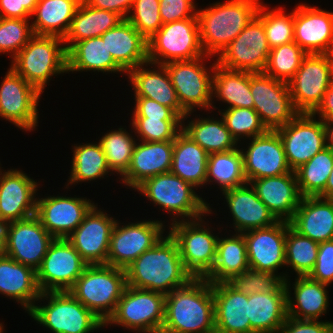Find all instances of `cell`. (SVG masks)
<instances>
[{
    "label": "cell",
    "mask_w": 333,
    "mask_h": 333,
    "mask_svg": "<svg viewBox=\"0 0 333 333\" xmlns=\"http://www.w3.org/2000/svg\"><path fill=\"white\" fill-rule=\"evenodd\" d=\"M94 205L66 238L88 265H107L110 237L117 220Z\"/></svg>",
    "instance_id": "obj_21"
},
{
    "label": "cell",
    "mask_w": 333,
    "mask_h": 333,
    "mask_svg": "<svg viewBox=\"0 0 333 333\" xmlns=\"http://www.w3.org/2000/svg\"><path fill=\"white\" fill-rule=\"evenodd\" d=\"M120 224L123 223L116 221L111 233L107 265L124 270L152 248L164 236L165 226H168L158 219Z\"/></svg>",
    "instance_id": "obj_14"
},
{
    "label": "cell",
    "mask_w": 333,
    "mask_h": 333,
    "mask_svg": "<svg viewBox=\"0 0 333 333\" xmlns=\"http://www.w3.org/2000/svg\"><path fill=\"white\" fill-rule=\"evenodd\" d=\"M261 0H227L197 9L205 55L217 57L257 15Z\"/></svg>",
    "instance_id": "obj_3"
},
{
    "label": "cell",
    "mask_w": 333,
    "mask_h": 333,
    "mask_svg": "<svg viewBox=\"0 0 333 333\" xmlns=\"http://www.w3.org/2000/svg\"><path fill=\"white\" fill-rule=\"evenodd\" d=\"M161 333H215L213 284L192 278L167 294Z\"/></svg>",
    "instance_id": "obj_2"
},
{
    "label": "cell",
    "mask_w": 333,
    "mask_h": 333,
    "mask_svg": "<svg viewBox=\"0 0 333 333\" xmlns=\"http://www.w3.org/2000/svg\"><path fill=\"white\" fill-rule=\"evenodd\" d=\"M249 140L247 148H241L248 183L251 180L280 176L292 171L277 131L268 130L265 134Z\"/></svg>",
    "instance_id": "obj_23"
},
{
    "label": "cell",
    "mask_w": 333,
    "mask_h": 333,
    "mask_svg": "<svg viewBox=\"0 0 333 333\" xmlns=\"http://www.w3.org/2000/svg\"><path fill=\"white\" fill-rule=\"evenodd\" d=\"M126 287L124 269L88 265L69 292L105 323L114 313Z\"/></svg>",
    "instance_id": "obj_7"
},
{
    "label": "cell",
    "mask_w": 333,
    "mask_h": 333,
    "mask_svg": "<svg viewBox=\"0 0 333 333\" xmlns=\"http://www.w3.org/2000/svg\"><path fill=\"white\" fill-rule=\"evenodd\" d=\"M215 333H250L248 295L228 282L213 284Z\"/></svg>",
    "instance_id": "obj_31"
},
{
    "label": "cell",
    "mask_w": 333,
    "mask_h": 333,
    "mask_svg": "<svg viewBox=\"0 0 333 333\" xmlns=\"http://www.w3.org/2000/svg\"><path fill=\"white\" fill-rule=\"evenodd\" d=\"M126 75L133 86L134 97L155 100L159 104L171 108L181 119L187 115L180 106L177 93L164 65L147 62L130 69Z\"/></svg>",
    "instance_id": "obj_26"
},
{
    "label": "cell",
    "mask_w": 333,
    "mask_h": 333,
    "mask_svg": "<svg viewBox=\"0 0 333 333\" xmlns=\"http://www.w3.org/2000/svg\"><path fill=\"white\" fill-rule=\"evenodd\" d=\"M197 118V119H196ZM191 121H182V130L208 154L235 149L238 142L227 129L223 118L198 116ZM185 123H187L185 125Z\"/></svg>",
    "instance_id": "obj_42"
},
{
    "label": "cell",
    "mask_w": 333,
    "mask_h": 333,
    "mask_svg": "<svg viewBox=\"0 0 333 333\" xmlns=\"http://www.w3.org/2000/svg\"><path fill=\"white\" fill-rule=\"evenodd\" d=\"M318 197L333 200V168L328 177L325 190Z\"/></svg>",
    "instance_id": "obj_62"
},
{
    "label": "cell",
    "mask_w": 333,
    "mask_h": 333,
    "mask_svg": "<svg viewBox=\"0 0 333 333\" xmlns=\"http://www.w3.org/2000/svg\"><path fill=\"white\" fill-rule=\"evenodd\" d=\"M97 71L126 72L114 61L101 37H92L74 43L67 50V72Z\"/></svg>",
    "instance_id": "obj_38"
},
{
    "label": "cell",
    "mask_w": 333,
    "mask_h": 333,
    "mask_svg": "<svg viewBox=\"0 0 333 333\" xmlns=\"http://www.w3.org/2000/svg\"><path fill=\"white\" fill-rule=\"evenodd\" d=\"M311 114L315 117L318 115L317 119H321L323 122L333 121V82L328 87L321 103Z\"/></svg>",
    "instance_id": "obj_61"
},
{
    "label": "cell",
    "mask_w": 333,
    "mask_h": 333,
    "mask_svg": "<svg viewBox=\"0 0 333 333\" xmlns=\"http://www.w3.org/2000/svg\"><path fill=\"white\" fill-rule=\"evenodd\" d=\"M87 266L67 239L55 238L36 271L40 291H69Z\"/></svg>",
    "instance_id": "obj_15"
},
{
    "label": "cell",
    "mask_w": 333,
    "mask_h": 333,
    "mask_svg": "<svg viewBox=\"0 0 333 333\" xmlns=\"http://www.w3.org/2000/svg\"><path fill=\"white\" fill-rule=\"evenodd\" d=\"M33 35L30 19L0 17V54L13 59Z\"/></svg>",
    "instance_id": "obj_53"
},
{
    "label": "cell",
    "mask_w": 333,
    "mask_h": 333,
    "mask_svg": "<svg viewBox=\"0 0 333 333\" xmlns=\"http://www.w3.org/2000/svg\"><path fill=\"white\" fill-rule=\"evenodd\" d=\"M290 226L318 243L333 240V200L302 197Z\"/></svg>",
    "instance_id": "obj_33"
},
{
    "label": "cell",
    "mask_w": 333,
    "mask_h": 333,
    "mask_svg": "<svg viewBox=\"0 0 333 333\" xmlns=\"http://www.w3.org/2000/svg\"><path fill=\"white\" fill-rule=\"evenodd\" d=\"M195 187L171 172L148 178L134 190L155 206L167 211L171 222L194 220L212 214L210 203L195 192ZM179 218V219H177Z\"/></svg>",
    "instance_id": "obj_4"
},
{
    "label": "cell",
    "mask_w": 333,
    "mask_h": 333,
    "mask_svg": "<svg viewBox=\"0 0 333 333\" xmlns=\"http://www.w3.org/2000/svg\"><path fill=\"white\" fill-rule=\"evenodd\" d=\"M5 74L0 85V118L25 132L35 131L42 94L11 67Z\"/></svg>",
    "instance_id": "obj_16"
},
{
    "label": "cell",
    "mask_w": 333,
    "mask_h": 333,
    "mask_svg": "<svg viewBox=\"0 0 333 333\" xmlns=\"http://www.w3.org/2000/svg\"><path fill=\"white\" fill-rule=\"evenodd\" d=\"M0 294L16 300L28 313L41 295L36 271L5 254L1 255Z\"/></svg>",
    "instance_id": "obj_34"
},
{
    "label": "cell",
    "mask_w": 333,
    "mask_h": 333,
    "mask_svg": "<svg viewBox=\"0 0 333 333\" xmlns=\"http://www.w3.org/2000/svg\"><path fill=\"white\" fill-rule=\"evenodd\" d=\"M147 42L148 62L154 64L164 65L205 56L197 17L163 24Z\"/></svg>",
    "instance_id": "obj_11"
},
{
    "label": "cell",
    "mask_w": 333,
    "mask_h": 333,
    "mask_svg": "<svg viewBox=\"0 0 333 333\" xmlns=\"http://www.w3.org/2000/svg\"><path fill=\"white\" fill-rule=\"evenodd\" d=\"M132 118H180L171 108L145 97H135Z\"/></svg>",
    "instance_id": "obj_57"
},
{
    "label": "cell",
    "mask_w": 333,
    "mask_h": 333,
    "mask_svg": "<svg viewBox=\"0 0 333 333\" xmlns=\"http://www.w3.org/2000/svg\"><path fill=\"white\" fill-rule=\"evenodd\" d=\"M94 205V202L86 197H38L35 216L54 238L66 239L82 223Z\"/></svg>",
    "instance_id": "obj_22"
},
{
    "label": "cell",
    "mask_w": 333,
    "mask_h": 333,
    "mask_svg": "<svg viewBox=\"0 0 333 333\" xmlns=\"http://www.w3.org/2000/svg\"><path fill=\"white\" fill-rule=\"evenodd\" d=\"M82 0H38L31 17L35 35L56 36L64 39Z\"/></svg>",
    "instance_id": "obj_39"
},
{
    "label": "cell",
    "mask_w": 333,
    "mask_h": 333,
    "mask_svg": "<svg viewBox=\"0 0 333 333\" xmlns=\"http://www.w3.org/2000/svg\"><path fill=\"white\" fill-rule=\"evenodd\" d=\"M159 3L160 0H134L126 18L147 40L163 25Z\"/></svg>",
    "instance_id": "obj_54"
},
{
    "label": "cell",
    "mask_w": 333,
    "mask_h": 333,
    "mask_svg": "<svg viewBox=\"0 0 333 333\" xmlns=\"http://www.w3.org/2000/svg\"><path fill=\"white\" fill-rule=\"evenodd\" d=\"M165 235L125 269L128 286L167 295L193 278L183 266L176 241Z\"/></svg>",
    "instance_id": "obj_1"
},
{
    "label": "cell",
    "mask_w": 333,
    "mask_h": 333,
    "mask_svg": "<svg viewBox=\"0 0 333 333\" xmlns=\"http://www.w3.org/2000/svg\"><path fill=\"white\" fill-rule=\"evenodd\" d=\"M166 295L127 285L114 313L104 326H121L140 333H161Z\"/></svg>",
    "instance_id": "obj_10"
},
{
    "label": "cell",
    "mask_w": 333,
    "mask_h": 333,
    "mask_svg": "<svg viewBox=\"0 0 333 333\" xmlns=\"http://www.w3.org/2000/svg\"><path fill=\"white\" fill-rule=\"evenodd\" d=\"M210 228L200 217L171 223L166 232L176 241L183 266L193 278H204L215 264L219 235Z\"/></svg>",
    "instance_id": "obj_9"
},
{
    "label": "cell",
    "mask_w": 333,
    "mask_h": 333,
    "mask_svg": "<svg viewBox=\"0 0 333 333\" xmlns=\"http://www.w3.org/2000/svg\"><path fill=\"white\" fill-rule=\"evenodd\" d=\"M333 82V55L307 54L288 82L290 95L299 113H312Z\"/></svg>",
    "instance_id": "obj_12"
},
{
    "label": "cell",
    "mask_w": 333,
    "mask_h": 333,
    "mask_svg": "<svg viewBox=\"0 0 333 333\" xmlns=\"http://www.w3.org/2000/svg\"><path fill=\"white\" fill-rule=\"evenodd\" d=\"M308 277L327 285L333 283V240L319 243L316 264Z\"/></svg>",
    "instance_id": "obj_56"
},
{
    "label": "cell",
    "mask_w": 333,
    "mask_h": 333,
    "mask_svg": "<svg viewBox=\"0 0 333 333\" xmlns=\"http://www.w3.org/2000/svg\"><path fill=\"white\" fill-rule=\"evenodd\" d=\"M233 218L235 233L272 226L279 220L259 199L250 183L222 193Z\"/></svg>",
    "instance_id": "obj_27"
},
{
    "label": "cell",
    "mask_w": 333,
    "mask_h": 333,
    "mask_svg": "<svg viewBox=\"0 0 333 333\" xmlns=\"http://www.w3.org/2000/svg\"><path fill=\"white\" fill-rule=\"evenodd\" d=\"M248 269L244 235L235 233L229 237H218L215 264L204 278L212 284L228 282Z\"/></svg>",
    "instance_id": "obj_37"
},
{
    "label": "cell",
    "mask_w": 333,
    "mask_h": 333,
    "mask_svg": "<svg viewBox=\"0 0 333 333\" xmlns=\"http://www.w3.org/2000/svg\"><path fill=\"white\" fill-rule=\"evenodd\" d=\"M194 0H160L159 13L163 24L197 17Z\"/></svg>",
    "instance_id": "obj_55"
},
{
    "label": "cell",
    "mask_w": 333,
    "mask_h": 333,
    "mask_svg": "<svg viewBox=\"0 0 333 333\" xmlns=\"http://www.w3.org/2000/svg\"><path fill=\"white\" fill-rule=\"evenodd\" d=\"M173 157V141L136 142L132 160L121 183L135 189L143 181L170 172Z\"/></svg>",
    "instance_id": "obj_28"
},
{
    "label": "cell",
    "mask_w": 333,
    "mask_h": 333,
    "mask_svg": "<svg viewBox=\"0 0 333 333\" xmlns=\"http://www.w3.org/2000/svg\"><path fill=\"white\" fill-rule=\"evenodd\" d=\"M260 4L257 17L263 22L270 49L294 41V9L286 13L283 7L270 9Z\"/></svg>",
    "instance_id": "obj_48"
},
{
    "label": "cell",
    "mask_w": 333,
    "mask_h": 333,
    "mask_svg": "<svg viewBox=\"0 0 333 333\" xmlns=\"http://www.w3.org/2000/svg\"><path fill=\"white\" fill-rule=\"evenodd\" d=\"M123 20L115 12L90 7L82 0L63 39L66 50L78 41L100 37Z\"/></svg>",
    "instance_id": "obj_40"
},
{
    "label": "cell",
    "mask_w": 333,
    "mask_h": 333,
    "mask_svg": "<svg viewBox=\"0 0 333 333\" xmlns=\"http://www.w3.org/2000/svg\"><path fill=\"white\" fill-rule=\"evenodd\" d=\"M114 61L127 73L148 62V42L137 29L124 19L100 36Z\"/></svg>",
    "instance_id": "obj_32"
},
{
    "label": "cell",
    "mask_w": 333,
    "mask_h": 333,
    "mask_svg": "<svg viewBox=\"0 0 333 333\" xmlns=\"http://www.w3.org/2000/svg\"><path fill=\"white\" fill-rule=\"evenodd\" d=\"M220 110H218V114L223 118L227 129L238 143L242 138L251 139L268 131L254 109L226 108Z\"/></svg>",
    "instance_id": "obj_50"
},
{
    "label": "cell",
    "mask_w": 333,
    "mask_h": 333,
    "mask_svg": "<svg viewBox=\"0 0 333 333\" xmlns=\"http://www.w3.org/2000/svg\"><path fill=\"white\" fill-rule=\"evenodd\" d=\"M88 6L112 11L126 19L133 6L134 0H83Z\"/></svg>",
    "instance_id": "obj_60"
},
{
    "label": "cell",
    "mask_w": 333,
    "mask_h": 333,
    "mask_svg": "<svg viewBox=\"0 0 333 333\" xmlns=\"http://www.w3.org/2000/svg\"><path fill=\"white\" fill-rule=\"evenodd\" d=\"M217 184L223 193L248 183L243 154L239 147L208 155L206 184Z\"/></svg>",
    "instance_id": "obj_43"
},
{
    "label": "cell",
    "mask_w": 333,
    "mask_h": 333,
    "mask_svg": "<svg viewBox=\"0 0 333 333\" xmlns=\"http://www.w3.org/2000/svg\"><path fill=\"white\" fill-rule=\"evenodd\" d=\"M307 53L295 42H289L270 50L264 73L279 81L288 83Z\"/></svg>",
    "instance_id": "obj_49"
},
{
    "label": "cell",
    "mask_w": 333,
    "mask_h": 333,
    "mask_svg": "<svg viewBox=\"0 0 333 333\" xmlns=\"http://www.w3.org/2000/svg\"><path fill=\"white\" fill-rule=\"evenodd\" d=\"M211 59L205 55L193 60L173 61L164 64L177 93L181 108L187 113L182 119L186 121L196 107L201 110L218 109L212 97L213 71L215 63L206 67L204 60ZM211 71V72H210ZM204 108V109H203Z\"/></svg>",
    "instance_id": "obj_8"
},
{
    "label": "cell",
    "mask_w": 333,
    "mask_h": 333,
    "mask_svg": "<svg viewBox=\"0 0 333 333\" xmlns=\"http://www.w3.org/2000/svg\"><path fill=\"white\" fill-rule=\"evenodd\" d=\"M250 89L254 110L267 130L276 131L299 114L292 102L288 83L264 72H250Z\"/></svg>",
    "instance_id": "obj_13"
},
{
    "label": "cell",
    "mask_w": 333,
    "mask_h": 333,
    "mask_svg": "<svg viewBox=\"0 0 333 333\" xmlns=\"http://www.w3.org/2000/svg\"><path fill=\"white\" fill-rule=\"evenodd\" d=\"M293 285L291 287L290 278L285 279L288 317L298 320H320L330 305L326 289L329 285L312 280L308 276H296ZM291 288L294 290L293 297Z\"/></svg>",
    "instance_id": "obj_30"
},
{
    "label": "cell",
    "mask_w": 333,
    "mask_h": 333,
    "mask_svg": "<svg viewBox=\"0 0 333 333\" xmlns=\"http://www.w3.org/2000/svg\"><path fill=\"white\" fill-rule=\"evenodd\" d=\"M319 243L295 231L287 222L285 265L296 276H308L317 260Z\"/></svg>",
    "instance_id": "obj_46"
},
{
    "label": "cell",
    "mask_w": 333,
    "mask_h": 333,
    "mask_svg": "<svg viewBox=\"0 0 333 333\" xmlns=\"http://www.w3.org/2000/svg\"><path fill=\"white\" fill-rule=\"evenodd\" d=\"M333 168V150L325 147L295 170L302 197H318L326 187Z\"/></svg>",
    "instance_id": "obj_45"
},
{
    "label": "cell",
    "mask_w": 333,
    "mask_h": 333,
    "mask_svg": "<svg viewBox=\"0 0 333 333\" xmlns=\"http://www.w3.org/2000/svg\"><path fill=\"white\" fill-rule=\"evenodd\" d=\"M228 283L237 291L246 295L286 291L285 279L281 275L252 269L234 276Z\"/></svg>",
    "instance_id": "obj_52"
},
{
    "label": "cell",
    "mask_w": 333,
    "mask_h": 333,
    "mask_svg": "<svg viewBox=\"0 0 333 333\" xmlns=\"http://www.w3.org/2000/svg\"><path fill=\"white\" fill-rule=\"evenodd\" d=\"M109 131L99 139V143L110 170L122 177L130 166L137 138L130 134L134 130L128 133L122 126L118 130Z\"/></svg>",
    "instance_id": "obj_47"
},
{
    "label": "cell",
    "mask_w": 333,
    "mask_h": 333,
    "mask_svg": "<svg viewBox=\"0 0 333 333\" xmlns=\"http://www.w3.org/2000/svg\"><path fill=\"white\" fill-rule=\"evenodd\" d=\"M270 50L263 22L255 16L221 51L216 58V63L227 69L253 73L264 72Z\"/></svg>",
    "instance_id": "obj_17"
},
{
    "label": "cell",
    "mask_w": 333,
    "mask_h": 333,
    "mask_svg": "<svg viewBox=\"0 0 333 333\" xmlns=\"http://www.w3.org/2000/svg\"><path fill=\"white\" fill-rule=\"evenodd\" d=\"M276 131L292 171L307 163L326 147L324 122L310 113H299L291 122Z\"/></svg>",
    "instance_id": "obj_18"
},
{
    "label": "cell",
    "mask_w": 333,
    "mask_h": 333,
    "mask_svg": "<svg viewBox=\"0 0 333 333\" xmlns=\"http://www.w3.org/2000/svg\"><path fill=\"white\" fill-rule=\"evenodd\" d=\"M6 235H7V223L0 220V256L5 254Z\"/></svg>",
    "instance_id": "obj_63"
},
{
    "label": "cell",
    "mask_w": 333,
    "mask_h": 333,
    "mask_svg": "<svg viewBox=\"0 0 333 333\" xmlns=\"http://www.w3.org/2000/svg\"><path fill=\"white\" fill-rule=\"evenodd\" d=\"M38 0H0V17L31 19Z\"/></svg>",
    "instance_id": "obj_59"
},
{
    "label": "cell",
    "mask_w": 333,
    "mask_h": 333,
    "mask_svg": "<svg viewBox=\"0 0 333 333\" xmlns=\"http://www.w3.org/2000/svg\"><path fill=\"white\" fill-rule=\"evenodd\" d=\"M242 234L247 245L250 269L281 275L284 279L290 277L287 271L278 273V270L286 266L287 221L279 220L272 226L253 229Z\"/></svg>",
    "instance_id": "obj_20"
},
{
    "label": "cell",
    "mask_w": 333,
    "mask_h": 333,
    "mask_svg": "<svg viewBox=\"0 0 333 333\" xmlns=\"http://www.w3.org/2000/svg\"><path fill=\"white\" fill-rule=\"evenodd\" d=\"M279 333H333V321L298 320L287 317Z\"/></svg>",
    "instance_id": "obj_58"
},
{
    "label": "cell",
    "mask_w": 333,
    "mask_h": 333,
    "mask_svg": "<svg viewBox=\"0 0 333 333\" xmlns=\"http://www.w3.org/2000/svg\"><path fill=\"white\" fill-rule=\"evenodd\" d=\"M326 133V147L333 150V121L324 122Z\"/></svg>",
    "instance_id": "obj_64"
},
{
    "label": "cell",
    "mask_w": 333,
    "mask_h": 333,
    "mask_svg": "<svg viewBox=\"0 0 333 333\" xmlns=\"http://www.w3.org/2000/svg\"><path fill=\"white\" fill-rule=\"evenodd\" d=\"M10 67L42 94L53 76L68 73L65 43L60 37L34 34Z\"/></svg>",
    "instance_id": "obj_5"
},
{
    "label": "cell",
    "mask_w": 333,
    "mask_h": 333,
    "mask_svg": "<svg viewBox=\"0 0 333 333\" xmlns=\"http://www.w3.org/2000/svg\"><path fill=\"white\" fill-rule=\"evenodd\" d=\"M54 239L35 215L10 222L7 223L5 255L37 271Z\"/></svg>",
    "instance_id": "obj_19"
},
{
    "label": "cell",
    "mask_w": 333,
    "mask_h": 333,
    "mask_svg": "<svg viewBox=\"0 0 333 333\" xmlns=\"http://www.w3.org/2000/svg\"><path fill=\"white\" fill-rule=\"evenodd\" d=\"M131 120V128L140 141H174L182 130L181 118H132Z\"/></svg>",
    "instance_id": "obj_51"
},
{
    "label": "cell",
    "mask_w": 333,
    "mask_h": 333,
    "mask_svg": "<svg viewBox=\"0 0 333 333\" xmlns=\"http://www.w3.org/2000/svg\"><path fill=\"white\" fill-rule=\"evenodd\" d=\"M72 150L71 171L65 189H68L69 185L78 184V182L101 179L109 174L114 175L108 166L105 153L99 142L75 144Z\"/></svg>",
    "instance_id": "obj_44"
},
{
    "label": "cell",
    "mask_w": 333,
    "mask_h": 333,
    "mask_svg": "<svg viewBox=\"0 0 333 333\" xmlns=\"http://www.w3.org/2000/svg\"><path fill=\"white\" fill-rule=\"evenodd\" d=\"M259 199L278 220L289 222L298 208L302 196L295 171L275 177L259 178L249 182Z\"/></svg>",
    "instance_id": "obj_29"
},
{
    "label": "cell",
    "mask_w": 333,
    "mask_h": 333,
    "mask_svg": "<svg viewBox=\"0 0 333 333\" xmlns=\"http://www.w3.org/2000/svg\"><path fill=\"white\" fill-rule=\"evenodd\" d=\"M308 5L294 8V41L307 54H332L333 12Z\"/></svg>",
    "instance_id": "obj_25"
},
{
    "label": "cell",
    "mask_w": 333,
    "mask_h": 333,
    "mask_svg": "<svg viewBox=\"0 0 333 333\" xmlns=\"http://www.w3.org/2000/svg\"><path fill=\"white\" fill-rule=\"evenodd\" d=\"M212 97L227 103V108L254 109L250 89V72L227 69L215 63Z\"/></svg>",
    "instance_id": "obj_41"
},
{
    "label": "cell",
    "mask_w": 333,
    "mask_h": 333,
    "mask_svg": "<svg viewBox=\"0 0 333 333\" xmlns=\"http://www.w3.org/2000/svg\"><path fill=\"white\" fill-rule=\"evenodd\" d=\"M45 300L48 304H38ZM28 314L52 333H90L105 327L104 322L69 291L41 292Z\"/></svg>",
    "instance_id": "obj_6"
},
{
    "label": "cell",
    "mask_w": 333,
    "mask_h": 333,
    "mask_svg": "<svg viewBox=\"0 0 333 333\" xmlns=\"http://www.w3.org/2000/svg\"><path fill=\"white\" fill-rule=\"evenodd\" d=\"M208 155L199 144L181 130L173 141L170 172L197 190L198 187L206 185Z\"/></svg>",
    "instance_id": "obj_35"
},
{
    "label": "cell",
    "mask_w": 333,
    "mask_h": 333,
    "mask_svg": "<svg viewBox=\"0 0 333 333\" xmlns=\"http://www.w3.org/2000/svg\"><path fill=\"white\" fill-rule=\"evenodd\" d=\"M1 165V164H0ZM0 167V220L6 223L35 215L37 180L18 169Z\"/></svg>",
    "instance_id": "obj_24"
},
{
    "label": "cell",
    "mask_w": 333,
    "mask_h": 333,
    "mask_svg": "<svg viewBox=\"0 0 333 333\" xmlns=\"http://www.w3.org/2000/svg\"><path fill=\"white\" fill-rule=\"evenodd\" d=\"M250 333H279L287 315V292L248 295Z\"/></svg>",
    "instance_id": "obj_36"
},
{
    "label": "cell",
    "mask_w": 333,
    "mask_h": 333,
    "mask_svg": "<svg viewBox=\"0 0 333 333\" xmlns=\"http://www.w3.org/2000/svg\"><path fill=\"white\" fill-rule=\"evenodd\" d=\"M3 330H5L4 326H3V323L0 322V333H3L4 332Z\"/></svg>",
    "instance_id": "obj_65"
}]
</instances>
